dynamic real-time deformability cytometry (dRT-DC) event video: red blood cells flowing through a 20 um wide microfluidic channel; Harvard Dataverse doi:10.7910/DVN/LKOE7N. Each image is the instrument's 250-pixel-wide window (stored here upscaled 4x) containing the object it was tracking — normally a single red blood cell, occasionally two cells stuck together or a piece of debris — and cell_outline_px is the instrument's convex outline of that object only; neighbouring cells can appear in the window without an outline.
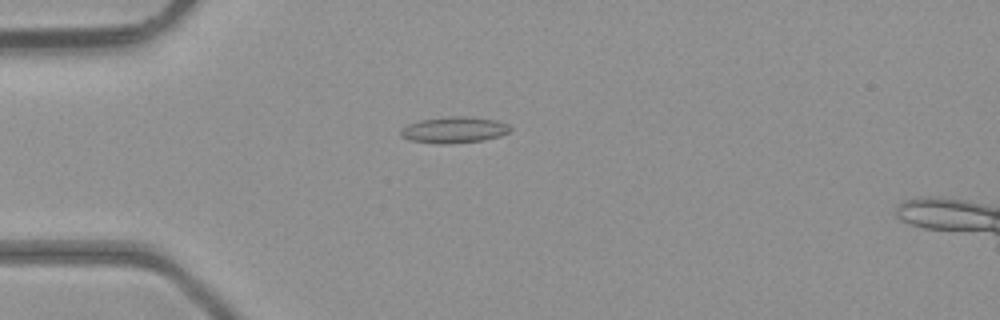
{"species": "common noctule bat (a hibernating species)", "species_latin": "Nyctalus noctula", "temperature_condition": "room temperature", "stored_images_in_passage": 38, "camera_frame_rate_fps": 3000, "um_per_image_px": 0.085, "animal": {"sex": "male", "body_mass_g": 23.1, "forearm_length_mm": 52.7}, "frame": {"image": 1, "passage_image": 4, "time_ms": 1.0, "image_size_px": [1000, 320], "cell_outline_px": [[512, 128], [508, 132], [500, 136], [480, 140], [448, 144], [436, 144], [412, 140], [400, 136], [400, 132], [408, 124], [420, 120], [452, 116], [464, 116], [496, 120], [508, 124]], "centroid_in_image_um": [38.6, 11.04], "position_along_channel_um": 46.4, "area_um2": 16.53}}
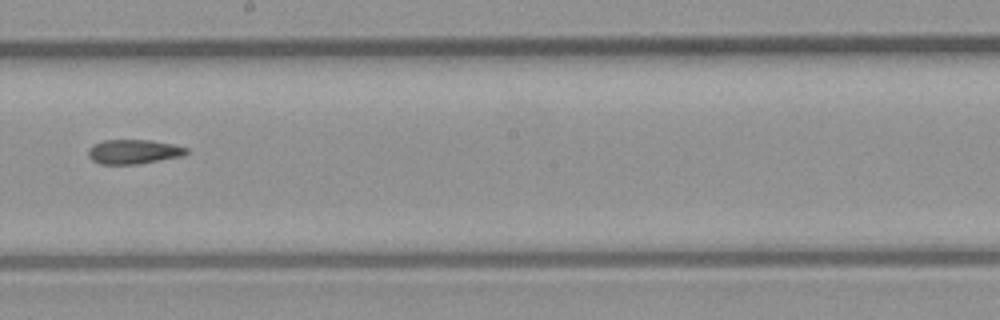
{"frame": {"image": 2, "passage_image": 18, "time_ms": 5.667, "image_size_px": [1000, 320], "cell_outline_px": [[188, 152], [184, 156], [140, 164], [100, 164], [92, 160], [88, 156], [88, 148], [92, 144], [104, 140], [152, 140], [172, 144], [188, 148]], "centroid_in_image_um": [11.36, 12.9], "position_along_channel_um": 236.8, "area_um2": 14.16}}
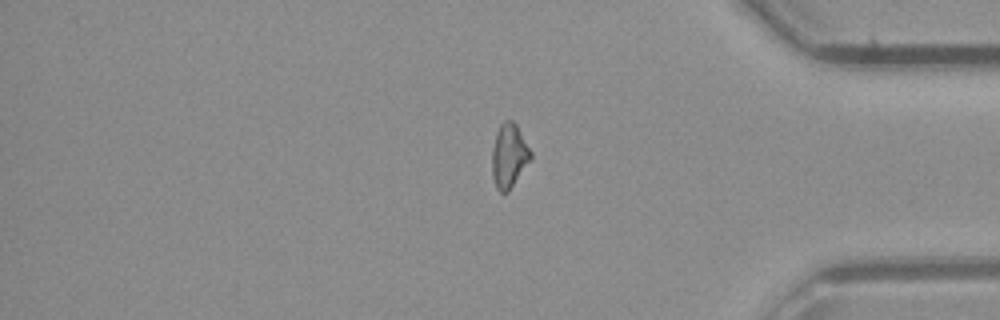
{"frame": {"image": 3, "passage_image": 30, "time_ms": 9.667, "image_size_px": [1000, 320], "cell_outline_px": [[532, 156], [508, 192], [500, 192], [496, 188], [492, 176], [492, 148], [496, 132], [500, 124], [504, 120], [512, 120], [516, 124], [532, 152]], "centroid_in_image_um": [43.25, 13.22], "position_along_channel_um": 392.0, "area_um2": 14.33}, "authors_computed_cell_mechanics": {"area_um2": 14.3055, "velocity_mm_per_s": 4.4553, "shape_relaxation_time_tau1_ms": null, "shape_relaxation_time_tau2_ms": 4.7207, "deformation_change_tau1": null, "deformation_change_tau2": 0.1296}}